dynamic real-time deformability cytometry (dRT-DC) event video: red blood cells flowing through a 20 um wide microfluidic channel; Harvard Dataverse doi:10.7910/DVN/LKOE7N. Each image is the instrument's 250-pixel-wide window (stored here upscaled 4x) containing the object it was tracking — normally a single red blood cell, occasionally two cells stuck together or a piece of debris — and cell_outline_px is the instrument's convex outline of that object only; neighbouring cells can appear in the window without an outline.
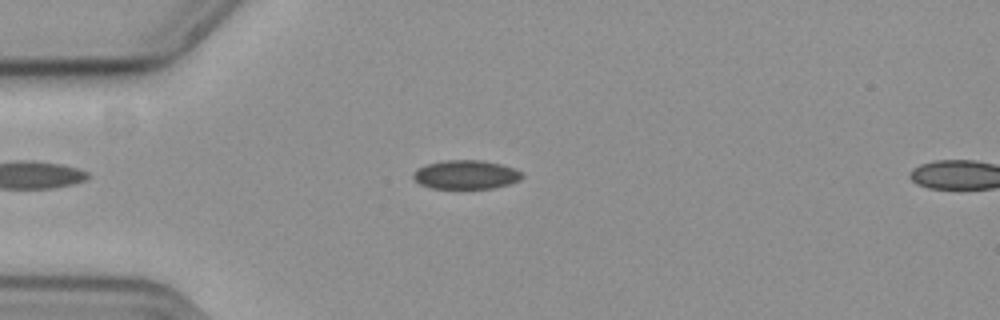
{"species": "common noctule bat (a hibernating species)", "species_latin": "Nyctalus noctula", "temperature_condition": "cold", "stored_images_in_passage": 9, "camera_frame_rate_fps": 3000, "um_per_image_px": 0.085, "animal": {"sex": "female", "body_mass_g": 19.3, "forearm_length_mm": 54.1}, "frame": {"image": 1, "passage_image": 7, "time_ms": 2.0, "image_size_px": [1000, 320], "cell_outline_px": [[524, 176], [520, 180], [508, 184], [492, 188], [432, 188], [420, 184], [412, 176], [412, 172], [416, 168], [424, 164], [444, 160], [480, 160], [500, 164], [512, 168], [520, 172]], "centroid_in_image_um": [39.55, 14.83], "position_along_channel_um": 45.5, "area_um2": 18.26}}